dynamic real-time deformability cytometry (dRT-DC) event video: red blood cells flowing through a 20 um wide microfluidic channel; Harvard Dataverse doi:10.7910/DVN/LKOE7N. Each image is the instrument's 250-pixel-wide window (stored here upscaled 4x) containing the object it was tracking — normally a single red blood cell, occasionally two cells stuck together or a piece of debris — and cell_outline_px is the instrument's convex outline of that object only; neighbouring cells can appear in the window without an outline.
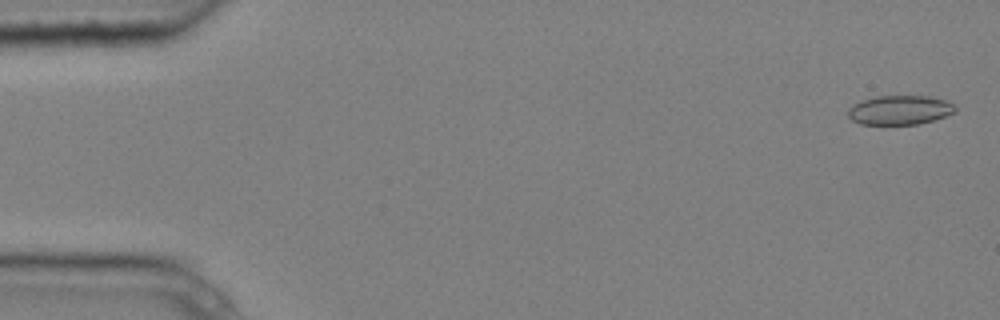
{"species": "common noctule bat (a hibernating species)", "species_latin": "Nyctalus noctula", "temperature_condition": "cold", "stored_images_in_passage": 4, "camera_frame_rate_fps": 3000, "um_per_image_px": 0.085, "animal": {"sex": "male", "body_mass_g": 20.4}, "frame": {"image": 1, "passage_image": 1, "time_ms": 0.0, "image_size_px": [1000, 320], "cell_outline_px": [[956, 112], [920, 124], [860, 124], [852, 120], [848, 116], [848, 108], [852, 104], [876, 96], [928, 96], [944, 100], [956, 104]], "centroid_in_image_um": [76.48, 9.35], "position_along_channel_um": 8.5, "area_um2": 18.26}}
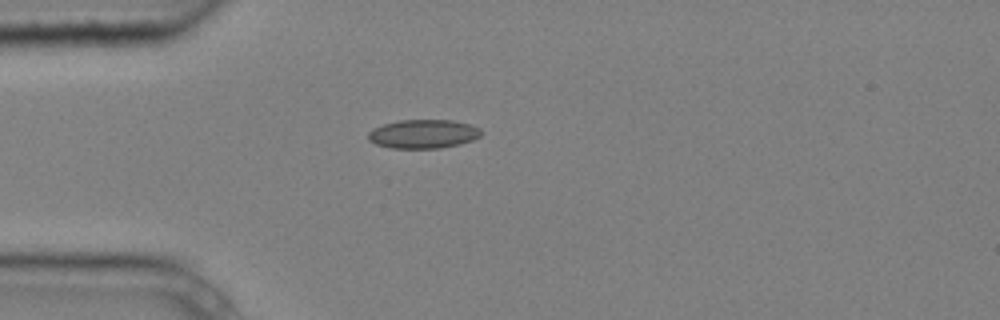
{"frame": {"image": 2, "passage_image": 4, "time_ms": 1.0, "image_size_px": [1000, 320], "cell_outline_px": [[484, 132], [480, 136], [472, 140], [460, 144], [440, 148], [392, 148], [376, 144], [368, 140], [368, 132], [372, 128], [384, 124], [400, 120], [452, 120], [472, 124], [480, 128]], "centroid_in_image_um": [36.0, 11.38], "position_along_channel_um": 49.0, "area_um2": 19.13}}